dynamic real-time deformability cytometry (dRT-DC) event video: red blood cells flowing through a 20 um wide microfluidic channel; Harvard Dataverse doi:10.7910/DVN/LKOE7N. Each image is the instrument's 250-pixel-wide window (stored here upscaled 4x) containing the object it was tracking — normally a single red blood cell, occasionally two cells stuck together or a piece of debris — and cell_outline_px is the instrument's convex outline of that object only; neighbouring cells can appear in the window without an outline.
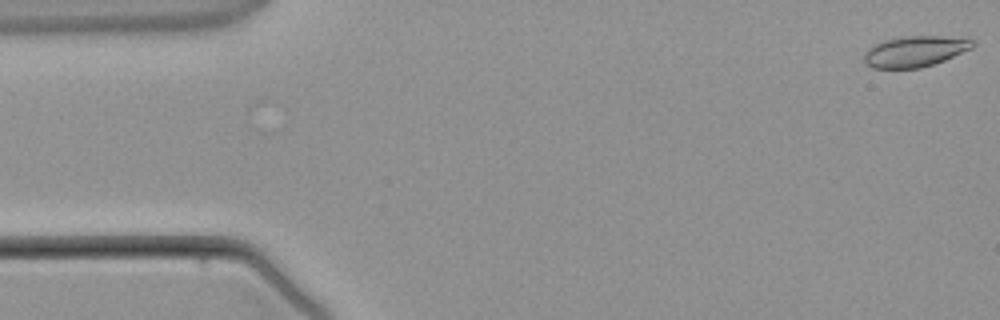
{"species": "common noctule bat (a hibernating species)", "species_latin": "Nyctalus noctula", "temperature_condition": "warm", "stored_images_in_passage": 3, "camera_frame_rate_fps": 3000, "um_per_image_px": 0.085, "animal": {"sex": "male", "body_mass_g": 21.5, "forearm_length_mm": 52.0}, "frame": {"image": 1, "passage_image": 1, "time_ms": 0.0, "image_size_px": [1000, 320], "cell_outline_px": [[976, 44], [972, 48], [944, 60], [920, 68], [872, 68], [864, 64], [864, 52], [868, 48], [884, 40], [900, 36], [940, 36], [972, 40]], "centroid_in_image_um": [77.72, 4.37], "position_along_channel_um": 7.3, "area_um2": 19.42}}